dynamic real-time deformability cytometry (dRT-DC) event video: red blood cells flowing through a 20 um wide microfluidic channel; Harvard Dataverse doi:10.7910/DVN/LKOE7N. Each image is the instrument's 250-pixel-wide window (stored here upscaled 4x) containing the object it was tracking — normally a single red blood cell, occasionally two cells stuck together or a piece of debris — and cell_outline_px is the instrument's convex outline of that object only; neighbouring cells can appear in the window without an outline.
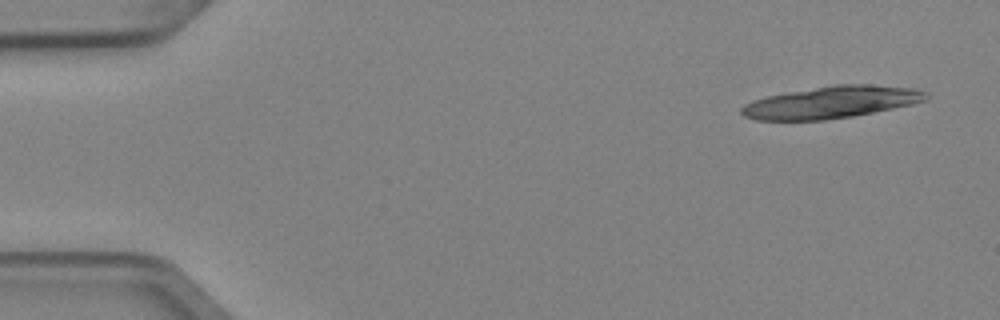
{"species": "Egyptian fruit bat (a non-hibernating species)", "species_latin": "Rousettus aegyptiacus", "temperature_condition": "cold", "stored_images_in_passage": 5, "segment_of_instrument_passage": [1, 2], "camera_frame_rate_fps": 3000, "um_per_image_px": 0.085, "animal": {"sex": "female"}, "frame": {"image": 1, "passage_image": 1, "time_ms": 0.0, "image_size_px": [1000, 320], "cell_outline_px": [[928, 96], [924, 100], [912, 104], [852, 116], [824, 120], [756, 120], [744, 116], [740, 112], [740, 108], [744, 104], [752, 100], [768, 96], [788, 92], [832, 84], [868, 84], [916, 88], [928, 92]], "centroid_in_image_um": [70.65, 8.68], "position_along_channel_um": 14.4, "area_um2": 34.39}}